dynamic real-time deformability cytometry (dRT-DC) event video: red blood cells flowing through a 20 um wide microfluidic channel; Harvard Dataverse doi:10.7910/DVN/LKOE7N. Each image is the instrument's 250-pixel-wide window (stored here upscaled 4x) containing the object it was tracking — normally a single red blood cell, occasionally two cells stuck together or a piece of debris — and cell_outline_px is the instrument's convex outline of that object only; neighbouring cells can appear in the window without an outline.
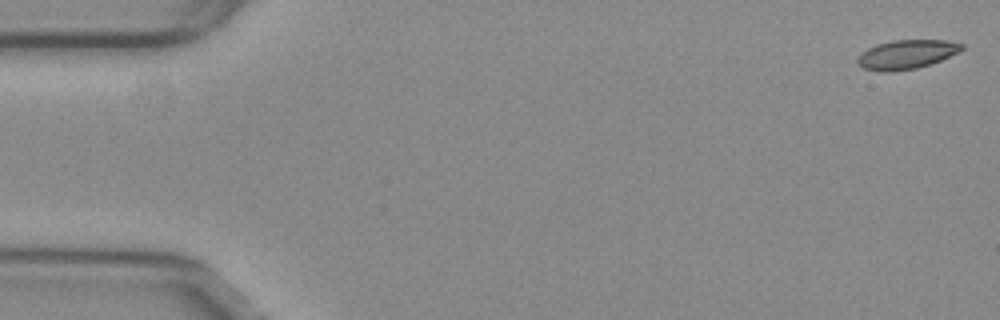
{"species": "common noctule bat (a hibernating species)", "species_latin": "Nyctalus noctula", "temperature_condition": "warm", "stored_images_in_passage": 9, "camera_frame_rate_fps": 3000, "um_per_image_px": 0.085, "animal": {"sex": "female", "body_mass_g": 29.2, "forearm_length_mm": 56.3}, "frame": {"image": 1, "passage_image": 1, "time_ms": 0.0, "image_size_px": [1000, 320], "cell_outline_px": [[964, 48], [960, 52], [940, 60], [916, 68], [892, 72], [884, 72], [864, 68], [856, 60], [860, 52], [876, 44], [892, 40], [948, 40], [964, 44]], "centroid_in_image_um": [77.06, 4.61], "position_along_channel_um": 7.9, "area_um2": 17.69}}